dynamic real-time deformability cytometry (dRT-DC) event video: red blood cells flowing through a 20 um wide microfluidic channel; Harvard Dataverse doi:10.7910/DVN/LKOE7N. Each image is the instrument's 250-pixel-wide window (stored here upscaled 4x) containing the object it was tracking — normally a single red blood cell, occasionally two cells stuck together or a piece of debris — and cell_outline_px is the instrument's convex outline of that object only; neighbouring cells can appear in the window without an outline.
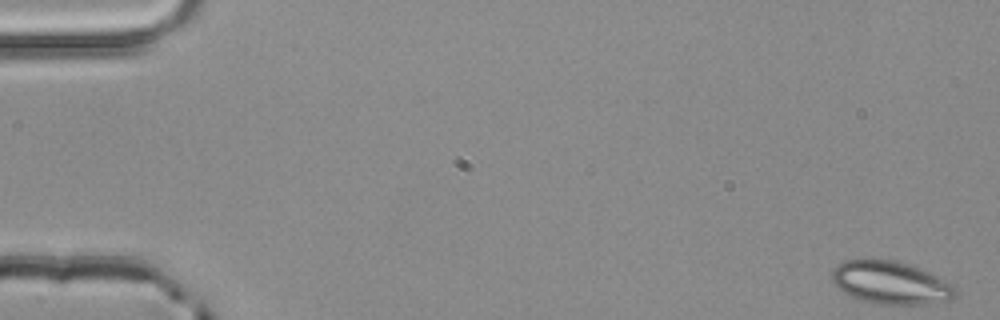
{"species": "common noctule bat (a hibernating species)", "species_latin": "Nyctalus noctula", "temperature_condition": "room temperature", "stored_images_in_passage": 4, "camera_frame_rate_fps": 3000, "um_per_image_px": 0.085, "animal": {"sex": "male", "body_mass_g": 20.4}, "frame": {"image": 1, "passage_image": 1, "time_ms": 0.0, "image_size_px": [1000, 320], "cell_outline_px": [[956, 296], [952, 300], [928, 304], [872, 304], [852, 296], [844, 292], [832, 280], [832, 272], [844, 260], [864, 256], [868, 256], [892, 260], [908, 264], [928, 272], [952, 284], [956, 288]], "centroid_in_image_um": [75.7, 24.0], "position_along_channel_um": 9.3, "area_um2": 31.15}}